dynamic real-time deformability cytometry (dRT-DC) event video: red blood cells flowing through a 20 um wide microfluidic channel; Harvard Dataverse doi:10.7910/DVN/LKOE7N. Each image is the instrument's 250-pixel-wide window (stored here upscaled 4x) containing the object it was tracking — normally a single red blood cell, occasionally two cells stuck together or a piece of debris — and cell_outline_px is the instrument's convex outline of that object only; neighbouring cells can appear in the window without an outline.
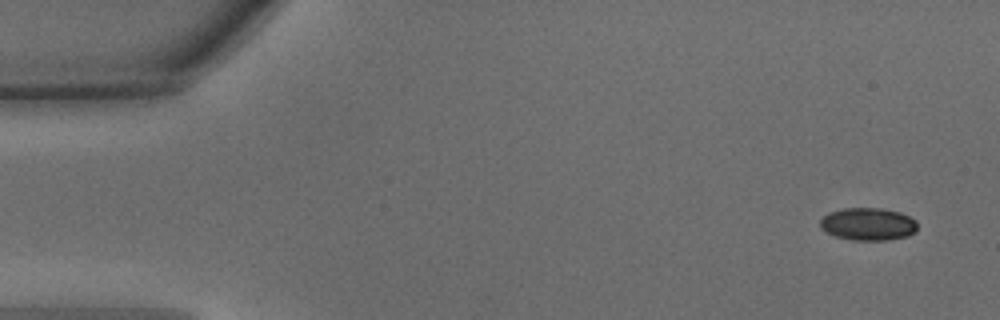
{"species": "common noctule bat (a hibernating species)", "species_latin": "Nyctalus noctula", "temperature_condition": "warm", "stored_images_in_passage": 17, "camera_frame_rate_fps": 3000, "um_per_image_px": 0.085, "animal": {"sex": "male", "body_mass_g": 15.6}, "frame": {"image": 1, "passage_image": 1, "time_ms": 0.0, "image_size_px": [1000, 320], "cell_outline_px": [[916, 232], [908, 236], [888, 240], [852, 240], [836, 236], [820, 228], [820, 220], [828, 212], [844, 208], [880, 208], [900, 212], [916, 220]], "centroid_in_image_um": [73.79, 19.04], "position_along_channel_um": 11.2, "area_um2": 18.5}}
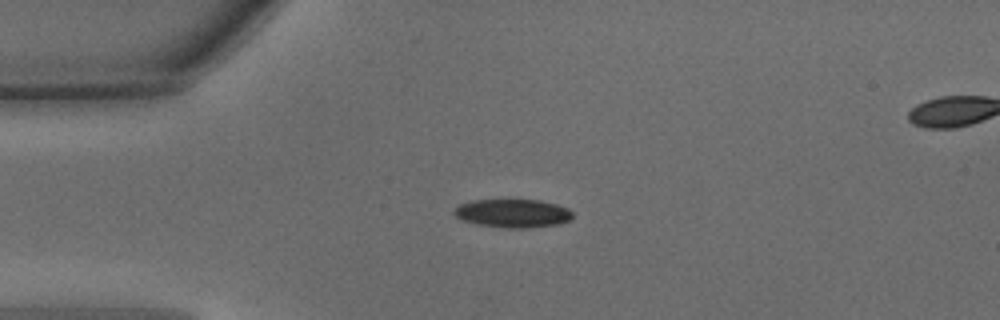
{"frame": {"image": 2, "passage_image": 10, "time_ms": 3.0, "image_size_px": [1000, 320], "cell_outline_px": [[572, 220], [560, 224], [524, 228], [504, 228], [476, 224], [464, 220], [456, 216], [452, 212], [460, 204], [472, 200], [540, 200], [556, 204], [568, 208], [572, 212]], "centroid_in_image_um": [43.62, 18.13], "position_along_channel_um": 41.4, "area_um2": 19.65}}
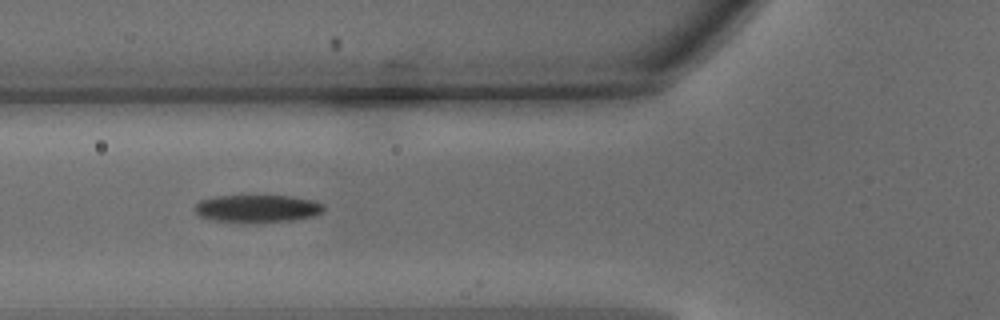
{"frame": {"image": 3, "passage_image": 16, "time_ms": 5.0, "image_size_px": [1000, 320], "cell_outline_px": [[324, 212], [312, 216], [292, 220], [212, 220], [200, 216], [192, 208], [200, 200], [216, 196], [292, 196], [312, 200], [324, 204]], "centroid_in_image_um": [21.88, 17.68], "position_along_channel_um": 103.9, "area_um2": 19.94}}